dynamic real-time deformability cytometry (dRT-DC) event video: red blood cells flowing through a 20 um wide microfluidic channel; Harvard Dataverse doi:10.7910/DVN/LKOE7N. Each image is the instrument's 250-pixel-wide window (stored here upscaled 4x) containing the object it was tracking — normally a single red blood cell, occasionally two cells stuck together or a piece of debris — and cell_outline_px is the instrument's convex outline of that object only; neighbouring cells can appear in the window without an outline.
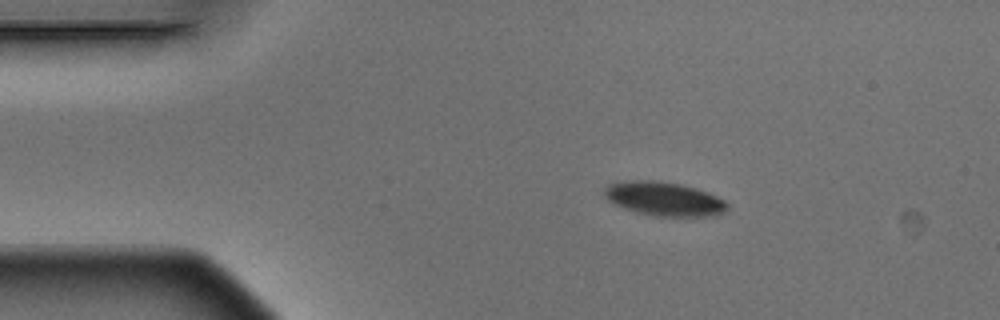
{"species": "Egyptian fruit bat (a non-hibernating species)", "species_latin": "Rousettus aegyptiacus", "temperature_condition": "warm", "stored_images_in_passage": 5, "camera_frame_rate_fps": 3000, "um_per_image_px": 0.085, "animal": {"sex": "male"}, "frame": {"image": 1, "passage_image": 2, "time_ms": 0.333, "image_size_px": [1000, 320], "cell_outline_px": [[728, 208], [724, 212], [716, 216], [652, 216], [636, 212], [624, 208], [608, 200], [604, 196], [604, 188], [608, 184], [624, 180], [652, 180], [680, 184], [696, 188], [708, 192], [724, 200], [728, 204]], "centroid_in_image_um": [56.44, 16.9], "position_along_channel_um": 28.6, "area_um2": 24.45}}
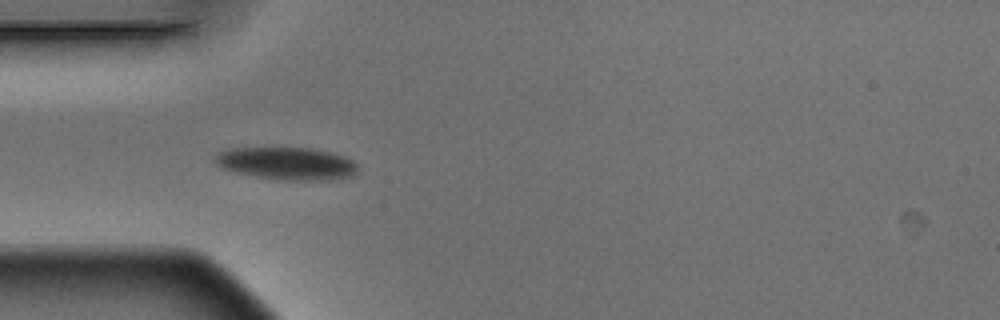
{"frame": {"image": 2, "passage_image": 4, "time_ms": 1.0, "image_size_px": [1000, 320], "cell_outline_px": [[356, 172], [352, 176], [328, 180], [280, 180], [256, 176], [236, 172], [224, 168], [216, 164], [212, 160], [220, 152], [228, 148], [308, 148], [328, 152], [344, 156], [352, 160], [356, 164]], "centroid_in_image_um": [24.36, 13.9], "position_along_channel_um": 60.6, "area_um2": 26.82}}
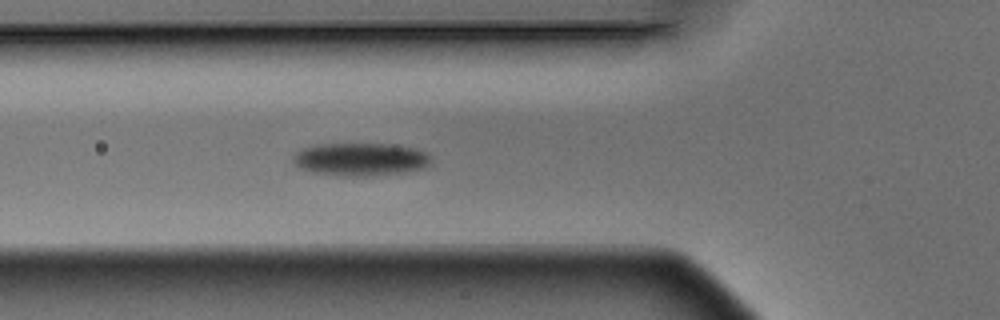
{"frame": {"image": 3, "passage_image": 5, "time_ms": 1.333, "image_size_px": [1000, 320], "cell_outline_px": [[432, 164], [428, 168], [404, 172], [372, 176], [344, 176], [312, 172], [300, 168], [292, 160], [292, 156], [296, 152], [304, 148], [316, 144], [388, 144], [416, 148], [428, 152], [432, 156]], "centroid_in_image_um": [30.72, 13.54], "position_along_channel_um": 95.1, "area_um2": 26.88}}